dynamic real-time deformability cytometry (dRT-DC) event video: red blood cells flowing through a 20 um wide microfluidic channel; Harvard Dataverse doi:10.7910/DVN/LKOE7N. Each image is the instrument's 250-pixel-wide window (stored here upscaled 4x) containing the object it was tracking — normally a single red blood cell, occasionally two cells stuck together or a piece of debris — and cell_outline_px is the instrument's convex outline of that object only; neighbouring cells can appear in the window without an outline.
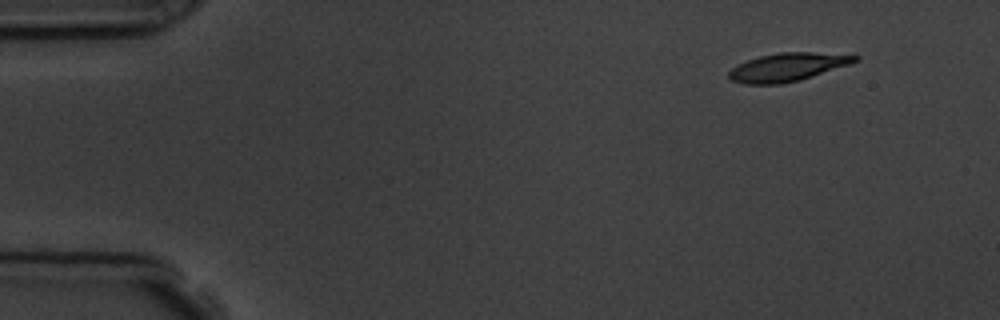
{"species": "common noctule bat (a hibernating species)", "species_latin": "Nyctalus noctula", "temperature_condition": "room temperature", "stored_images_in_passage": 5, "segment_of_instrument_passage": [2, 2], "camera_frame_rate_fps": 3000, "um_per_image_px": 0.085, "animal": {"sex": "male", "body_mass_g": 19.5, "forearm_length_mm": 54.6}, "frame": {"image": 1, "passage_image": 5, "time_ms": 6.333, "image_size_px": [1000, 320], "cell_outline_px": [[860, 60], [800, 80], [780, 84], [744, 84], [732, 80], [728, 76], [728, 72], [736, 64], [760, 56], [780, 52], [812, 52], [860, 56]], "centroid_in_image_um": [66.9, 5.7], "position_along_channel_um": 18.1, "area_um2": 20.52}}